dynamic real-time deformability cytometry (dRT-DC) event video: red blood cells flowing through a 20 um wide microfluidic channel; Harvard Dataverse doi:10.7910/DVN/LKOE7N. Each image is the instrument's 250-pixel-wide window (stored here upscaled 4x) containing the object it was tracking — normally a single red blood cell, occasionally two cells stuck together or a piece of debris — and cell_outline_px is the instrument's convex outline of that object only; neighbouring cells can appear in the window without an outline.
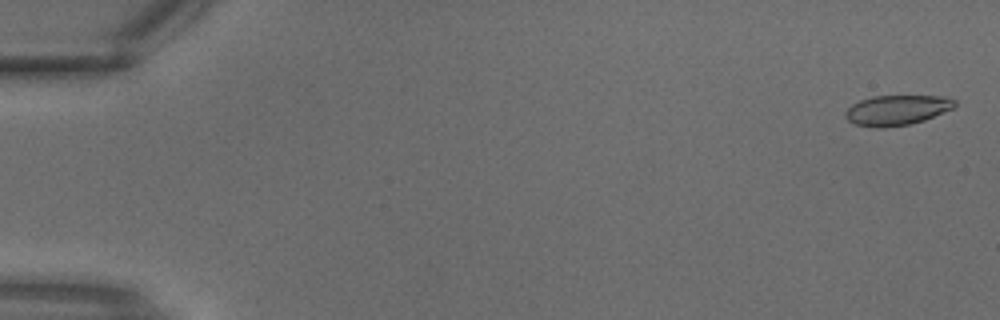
{"species": "common noctule bat (a hibernating species)", "species_latin": "Nyctalus noctula", "temperature_condition": "warm", "stored_images_in_passage": 12, "camera_frame_rate_fps": 3000, "um_per_image_px": 0.085, "animal": {"sex": "male", "body_mass_g": 18.8}, "frame": {"image": 1, "passage_image": 1, "time_ms": 0.0, "image_size_px": [1000, 320], "cell_outline_px": [[956, 104], [952, 108], [924, 120], [908, 124], [884, 128], [876, 128], [856, 124], [848, 120], [844, 116], [844, 112], [852, 104], [860, 100], [872, 96], [944, 96], [956, 100]], "centroid_in_image_um": [76.2, 9.36], "position_along_channel_um": 8.8, "area_um2": 19.07}}
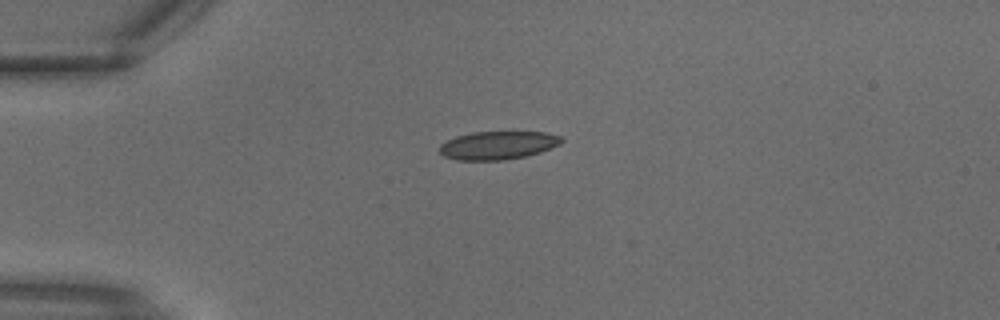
{"frame": {"image": 2, "passage_image": 8, "time_ms": 2.333, "image_size_px": [1000, 320], "cell_outline_px": [[564, 140], [560, 144], [540, 152], [524, 156], [504, 160], [456, 160], [444, 156], [440, 152], [440, 144], [456, 136], [472, 132], [544, 132], [560, 136]], "centroid_in_image_um": [42.31, 12.35], "position_along_channel_um": 42.7, "area_um2": 19.94}}